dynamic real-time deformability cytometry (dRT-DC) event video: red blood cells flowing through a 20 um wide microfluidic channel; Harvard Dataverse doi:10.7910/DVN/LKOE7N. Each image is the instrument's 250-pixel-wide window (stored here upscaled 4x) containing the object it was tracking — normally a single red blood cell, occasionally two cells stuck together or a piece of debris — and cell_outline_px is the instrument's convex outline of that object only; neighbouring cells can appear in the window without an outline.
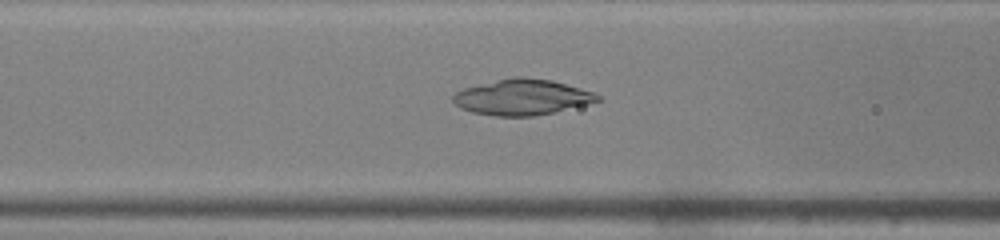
{"species": "common noctule bat (a hibernating species)", "species_latin": "Nyctalus noctula", "temperature_condition": "warm", "stored_images_in_passage": 44, "camera_frame_rate_fps": 3000, "um_per_image_px": 0.085, "animal": {"sex": "male", "body_mass_g": 19.0, "forearm_length_mm": 50.8}, "frame": {"image": 1, "passage_image": 20, "time_ms": 6.333, "image_size_px": [1000, 240], "cell_outline_px": [[600, 100], [552, 112], [532, 116], [496, 116], [472, 112], [460, 108], [452, 100], [452, 96], [456, 92], [464, 88], [496, 80], [516, 76], [524, 76], [552, 80], [580, 88], [592, 92], [600, 96]], "centroid_in_image_um": [44.33, 8.25], "position_along_channel_um": 122.3, "area_um2": 29.71}}
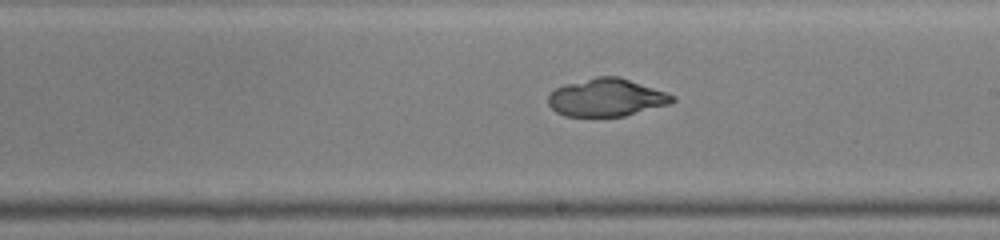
{"frame": {"image": 2, "passage_image": 28, "time_ms": 9.0, "image_size_px": [1000, 240], "cell_outline_px": [[676, 100], [672, 104], [624, 116], [564, 116], [556, 112], [548, 104], [548, 96], [556, 88], [564, 84], [596, 76], [620, 76], [676, 96]], "centroid_in_image_um": [51.57, 8.29], "position_along_channel_um": 237.4, "area_um2": 27.46}}
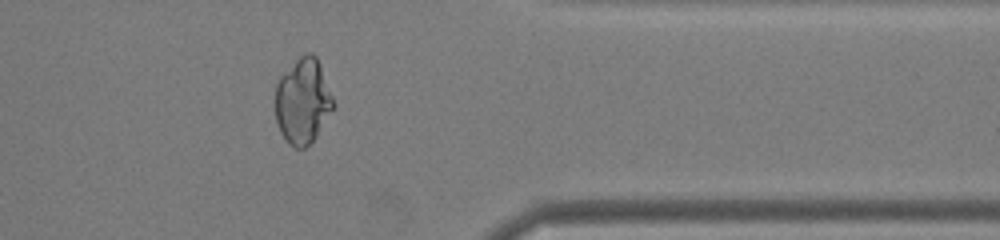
{"frame": {"image": 3, "passage_image": 39, "time_ms": 12.667, "image_size_px": [1000, 240], "cell_outline_px": [[336, 104], [316, 136], [304, 148], [296, 148], [288, 144], [280, 132], [276, 120], [276, 84], [280, 76], [304, 52], [312, 52], [316, 56], [320, 64]], "centroid_in_image_um": [25.75, 8.58], "position_along_channel_um": 385.7, "area_um2": 28.84}}